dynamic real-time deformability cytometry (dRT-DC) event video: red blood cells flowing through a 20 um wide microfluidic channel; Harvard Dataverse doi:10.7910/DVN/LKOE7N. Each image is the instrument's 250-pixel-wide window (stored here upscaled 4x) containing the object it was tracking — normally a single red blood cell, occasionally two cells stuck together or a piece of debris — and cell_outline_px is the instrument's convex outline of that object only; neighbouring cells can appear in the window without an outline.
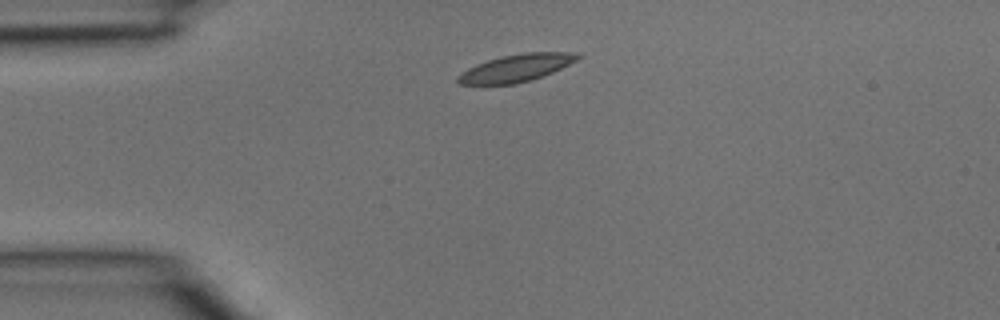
{"species": "common noctule bat (a hibernating species)", "species_latin": "Nyctalus noctula", "temperature_condition": "room temperature", "stored_images_in_passage": 17, "camera_frame_rate_fps": 3000, "um_per_image_px": 0.085, "animal": {"sex": "male", "body_mass_g": 15.6}, "frame": {"image": 1, "passage_image": 1, "time_ms": 0.0, "image_size_px": [1000, 320], "cell_outline_px": [[584, 56], [552, 72], [516, 84], [460, 84], [456, 80], [456, 76], [468, 68], [476, 64], [500, 56], [524, 52], [580, 52]], "centroid_in_image_um": [43.88, 5.76], "position_along_channel_um": 41.1, "area_um2": 19.02}}
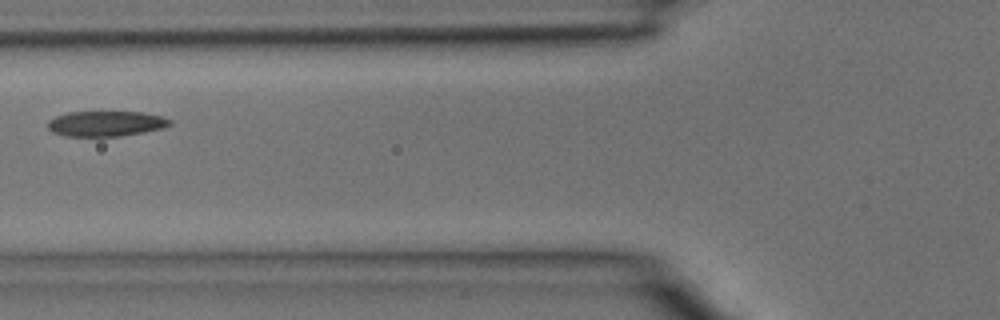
{"frame": {"image": 2, "passage_image": 7, "time_ms": 2.0, "image_size_px": [1000, 320], "cell_outline_px": [[172, 124], [164, 128], [144, 132], [120, 136], [64, 136], [52, 132], [48, 128], [48, 120], [56, 116], [68, 112], [144, 112], [160, 116], [172, 120]], "centroid_in_image_um": [9.01, 10.51], "position_along_channel_um": 116.8, "area_um2": 18.09}}
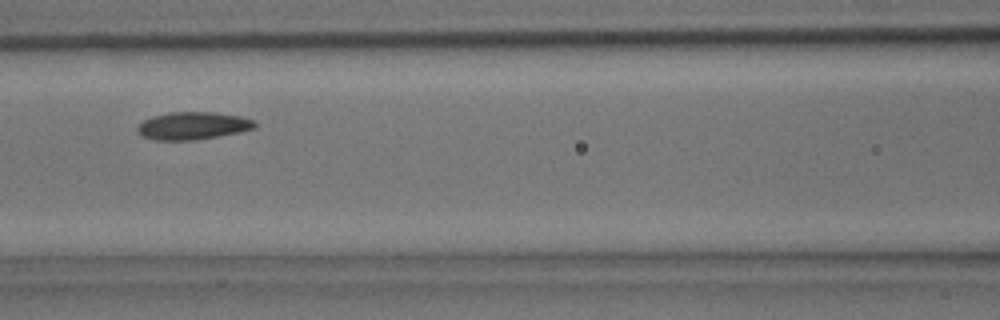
{"frame": {"image": 3, "passage_image": 9, "time_ms": 2.667, "image_size_px": [1000, 320], "cell_outline_px": [[256, 128], [240, 132], [196, 140], [152, 140], [136, 132], [136, 128], [144, 120], [152, 116], [168, 112], [216, 112], [240, 116], [252, 120], [256, 124]], "centroid_in_image_um": [16.38, 10.69], "position_along_channel_um": 150.2, "area_um2": 18.96}}